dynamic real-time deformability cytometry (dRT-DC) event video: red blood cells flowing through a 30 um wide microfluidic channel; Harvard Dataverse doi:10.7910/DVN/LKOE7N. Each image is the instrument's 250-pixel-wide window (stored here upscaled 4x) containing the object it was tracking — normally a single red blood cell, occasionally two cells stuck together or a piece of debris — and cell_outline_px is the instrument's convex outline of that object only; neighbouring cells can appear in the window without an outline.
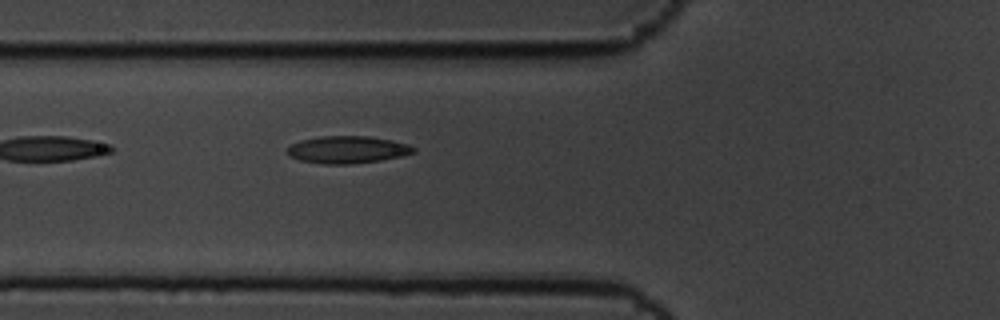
{"species": "common noctule bat (a hibernating species)", "species_latin": "Nyctalus noctula", "temperature_condition": "cold", "stored_images_in_passage": 7, "camera_frame_rate_fps": 3000, "um_per_image_px": 0.085, "animal": {"sex": "male", "body_mass_g": 19.5, "forearm_length_mm": 54.6}, "frame": {"image": 1, "passage_image": 7, "time_ms": 2.0, "image_size_px": [1000, 320], "cell_outline_px": [[416, 152], [400, 156], [380, 160], [348, 164], [324, 164], [300, 160], [288, 156], [288, 148], [292, 144], [300, 140], [320, 136], [368, 136], [392, 140], [408, 144], [416, 148]], "centroid_in_image_um": [29.53, 12.71], "position_along_channel_um": 96.3, "area_um2": 20.0}}